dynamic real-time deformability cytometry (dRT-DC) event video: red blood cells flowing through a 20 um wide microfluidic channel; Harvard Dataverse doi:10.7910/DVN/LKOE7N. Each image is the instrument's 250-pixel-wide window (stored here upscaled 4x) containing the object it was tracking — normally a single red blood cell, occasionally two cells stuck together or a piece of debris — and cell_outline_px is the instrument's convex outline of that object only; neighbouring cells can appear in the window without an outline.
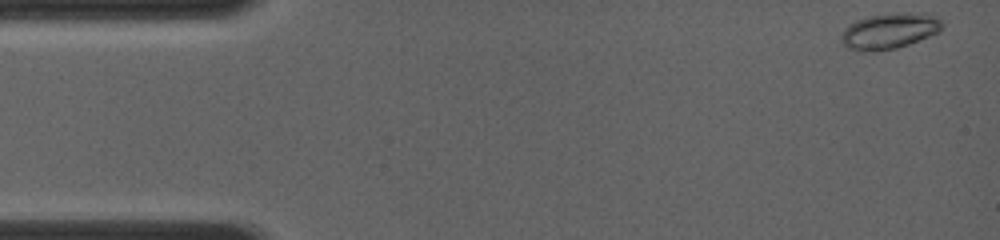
{"species": "common noctule bat (a hibernating species)", "species_latin": "Nyctalus noctula", "temperature_condition": "room temperature", "stored_images_in_passage": 32, "camera_frame_rate_fps": 4000, "um_per_image_px": 0.085, "animal": {"sex": "female", "body_mass_g": 19.0, "forearm_length_mm": 56.7}, "frame": {"image": 1, "passage_image": 1, "time_ms": 0.0, "image_size_px": [1000, 240], "cell_outline_px": [[944, 24], [940, 32], [908, 44], [896, 48], [876, 52], [864, 52], [848, 48], [840, 44], [840, 36], [844, 28], [848, 24], [856, 20], [872, 16], [900, 12], [932, 12]], "centroid_in_image_um": [75.61, 2.63], "position_along_channel_um": 9.4, "area_um2": 21.56}}
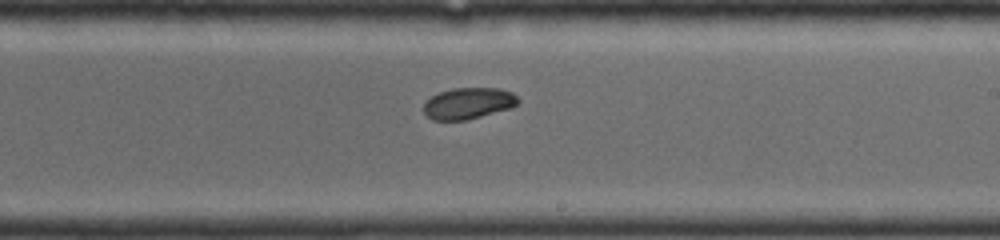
{"frame": {"image": 2, "passage_image": 22, "time_ms": 8.0, "image_size_px": [1000, 240], "cell_outline_px": [[520, 100], [512, 108], [468, 120], [432, 120], [424, 112], [424, 104], [432, 96], [440, 92], [452, 88], [500, 88], [512, 92]], "centroid_in_image_um": [39.84, 8.78], "position_along_channel_um": 249.2, "area_um2": 17.28}}
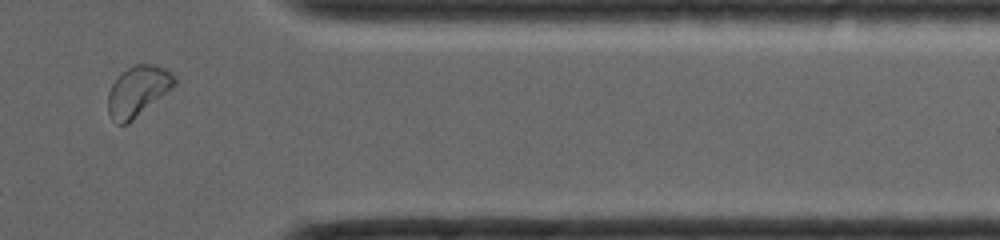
{"frame": {"image": 3, "passage_image": 29, "time_ms": 11.5, "image_size_px": [1000, 240], "cell_outline_px": [[176, 84], [172, 88], [128, 124], [116, 124], [112, 120], [108, 112], [108, 92], [112, 84], [120, 72], [136, 64], [152, 64], [164, 68], [172, 72], [176, 76]], "centroid_in_image_um": [11.71, 7.74], "position_along_channel_um": 399.7, "area_um2": 19.59}}